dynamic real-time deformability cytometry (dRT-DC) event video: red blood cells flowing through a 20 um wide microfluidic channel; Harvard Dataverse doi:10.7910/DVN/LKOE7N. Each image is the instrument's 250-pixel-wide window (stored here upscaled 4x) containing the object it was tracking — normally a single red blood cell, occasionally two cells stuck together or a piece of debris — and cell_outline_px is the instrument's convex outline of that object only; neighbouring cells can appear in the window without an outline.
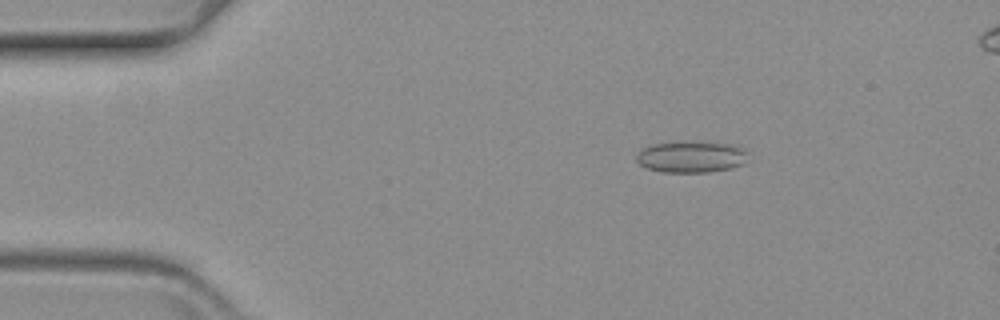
{"species": "common noctule bat (a hibernating species)", "species_latin": "Nyctalus noctula", "temperature_condition": "warm", "stored_images_in_passage": 6, "camera_frame_rate_fps": 3000, "um_per_image_px": 0.085, "animal": {"sex": "female", "body_mass_g": 19.3, "forearm_length_mm": 54.1}, "frame": {"image": 1, "passage_image": 3, "time_ms": 0.667, "image_size_px": [1000, 320], "cell_outline_px": [[744, 164], [728, 168], [708, 172], [660, 172], [648, 168], [640, 164], [636, 160], [636, 156], [644, 148], [652, 144], [728, 144], [740, 148], [744, 152]], "centroid_in_image_um": [58.68, 13.39], "position_along_channel_um": 26.3, "area_um2": 19.13}}